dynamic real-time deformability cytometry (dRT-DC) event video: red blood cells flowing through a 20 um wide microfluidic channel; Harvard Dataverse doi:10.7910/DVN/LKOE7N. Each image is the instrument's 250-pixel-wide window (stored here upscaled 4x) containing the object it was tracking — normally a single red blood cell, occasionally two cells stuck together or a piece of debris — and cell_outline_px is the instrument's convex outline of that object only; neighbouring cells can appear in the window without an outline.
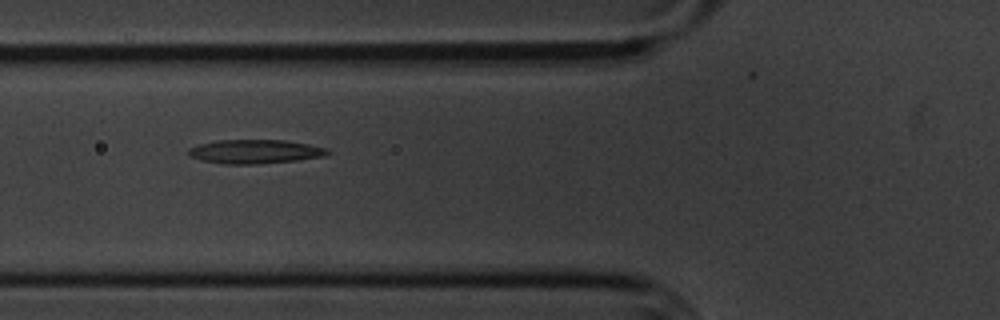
{"species": "common noctule bat (a hibernating species)", "species_latin": "Nyctalus noctula", "temperature_condition": "cold", "stored_images_in_passage": 3, "camera_frame_rate_fps": 3000, "um_per_image_px": 0.085, "animal": {"sex": "male", "body_mass_g": 20.1, "forearm_length_mm": 53.5}, "frame": {"image": 1, "passage_image": 2, "time_ms": 1.333, "image_size_px": [1000, 320], "cell_outline_px": [[332, 152], [324, 156], [300, 160], [256, 164], [224, 164], [200, 160], [188, 156], [188, 148], [200, 144], [216, 140], [284, 140], [308, 144], [328, 148]], "centroid_in_image_um": [21.68, 12.89], "position_along_channel_um": 104.1, "area_um2": 19.59}}
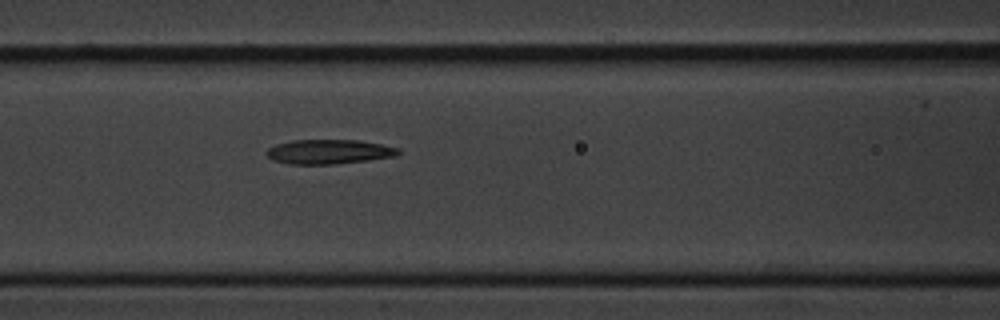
{"frame": {"image": 2, "passage_image": 3, "time_ms": 2.333, "image_size_px": [1000, 320], "cell_outline_px": [[400, 152], [396, 156], [368, 160], [332, 164], [288, 164], [272, 160], [264, 152], [268, 148], [276, 144], [292, 140], [360, 140], [400, 148]], "centroid_in_image_um": [27.94, 12.89], "position_along_channel_um": 138.7, "area_um2": 18.84}}